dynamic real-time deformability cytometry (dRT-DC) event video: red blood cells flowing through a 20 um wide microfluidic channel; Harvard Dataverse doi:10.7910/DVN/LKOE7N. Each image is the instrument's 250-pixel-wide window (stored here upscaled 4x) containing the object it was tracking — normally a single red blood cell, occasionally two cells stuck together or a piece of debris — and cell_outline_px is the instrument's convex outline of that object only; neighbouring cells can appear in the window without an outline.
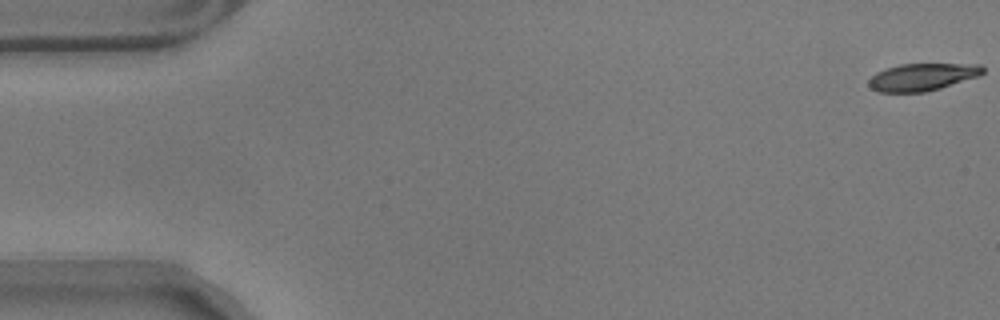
{"species": "common noctule bat (a hibernating species)", "species_latin": "Nyctalus noctula", "temperature_condition": "warm", "stored_images_in_passage": 17, "camera_frame_rate_fps": 3000, "um_per_image_px": 0.085, "animal": {"sex": "male", "body_mass_g": 17.9}, "frame": {"image": 1, "passage_image": 1, "time_ms": 0.0, "image_size_px": [1000, 320], "cell_outline_px": [[984, 72], [980, 76], [940, 88], [924, 92], [880, 92], [872, 88], [868, 84], [868, 80], [876, 72], [900, 64], [980, 64], [984, 68]], "centroid_in_image_um": [78.42, 6.54], "position_along_channel_um": 6.6, "area_um2": 18.09}}
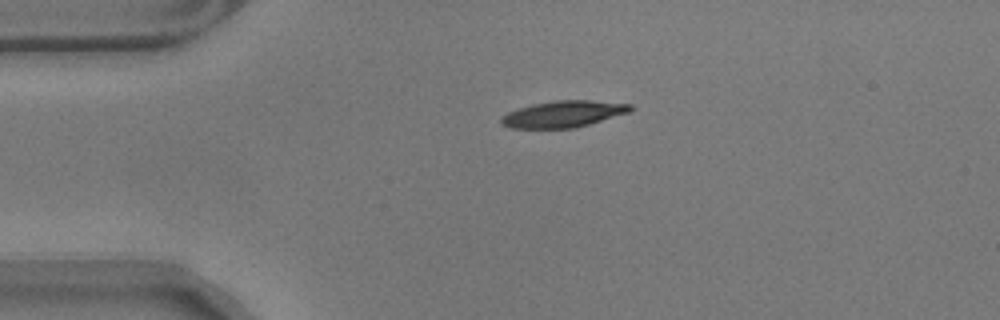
{"frame": {"image": 2, "passage_image": 13, "time_ms": 4.0, "image_size_px": [1000, 320], "cell_outline_px": [[636, 108], [628, 112], [588, 124], [572, 128], [512, 128], [500, 124], [500, 116], [508, 112], [532, 104], [556, 100], [588, 100], [632, 104]], "centroid_in_image_um": [47.86, 9.68], "position_along_channel_um": 37.1, "area_um2": 19.83}}